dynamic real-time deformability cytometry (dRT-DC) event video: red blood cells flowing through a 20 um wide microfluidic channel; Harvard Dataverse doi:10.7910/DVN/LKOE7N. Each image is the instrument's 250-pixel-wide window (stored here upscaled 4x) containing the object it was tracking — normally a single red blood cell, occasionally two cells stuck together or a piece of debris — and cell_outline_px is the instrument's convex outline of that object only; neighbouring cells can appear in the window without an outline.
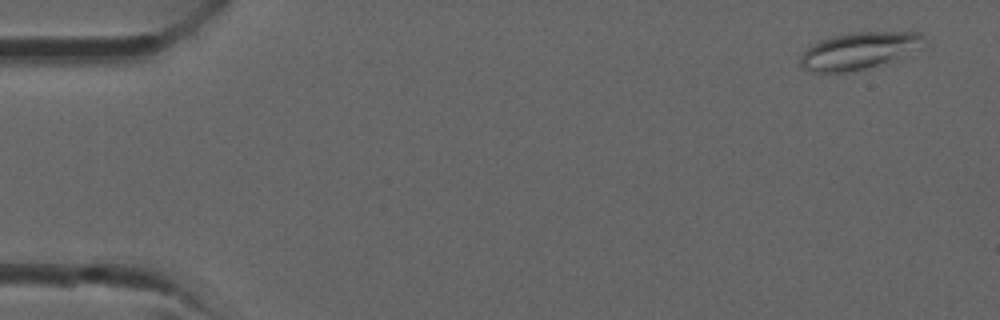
{"species": "common noctule bat (a hibernating species)", "species_latin": "Nyctalus noctula", "temperature_condition": "room temperature", "stored_images_in_passage": 37, "camera_frame_rate_fps": 3000, "um_per_image_px": 0.085, "animal": {"sex": "male", "forearm_length_mm": 52.5}, "frame": {"image": 1, "passage_image": 2, "time_ms": 0.333, "image_size_px": [1000, 320], "cell_outline_px": [[928, 44], [888, 60], [864, 68], [844, 72], [808, 72], [800, 64], [800, 56], [816, 40], [848, 32], [920, 32], [928, 40]], "centroid_in_image_um": [72.97, 4.28], "position_along_channel_um": 12.0, "area_um2": 26.3}}
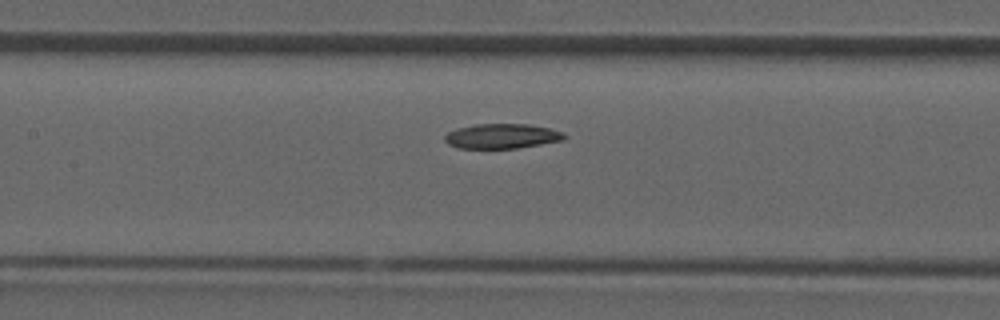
{"frame": {"image": 2, "passage_image": 17, "time_ms": 5.333, "image_size_px": [1000, 320], "cell_outline_px": [[568, 136], [564, 140], [516, 148], [460, 148], [448, 144], [444, 140], [444, 136], [448, 132], [456, 128], [476, 124], [528, 124], [548, 128], [564, 132]], "centroid_in_image_um": [42.67, 11.57], "position_along_channel_um": 164.7, "area_um2": 17.28}}
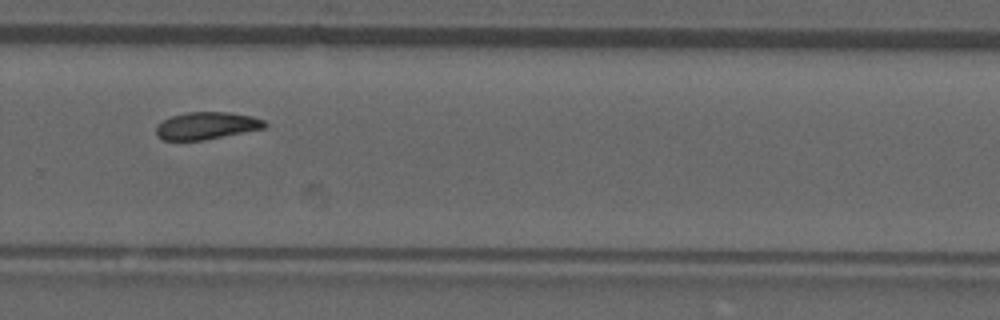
{"frame": {"image": 3, "passage_image": 25, "time_ms": 8.0, "image_size_px": [1000, 320], "cell_outline_px": [[268, 124], [264, 128], [204, 140], [164, 140], [156, 136], [156, 124], [172, 116], [184, 112], [228, 112], [252, 116], [264, 120]], "centroid_in_image_um": [17.54, 10.68], "position_along_channel_um": 312.3, "area_um2": 17.28}}